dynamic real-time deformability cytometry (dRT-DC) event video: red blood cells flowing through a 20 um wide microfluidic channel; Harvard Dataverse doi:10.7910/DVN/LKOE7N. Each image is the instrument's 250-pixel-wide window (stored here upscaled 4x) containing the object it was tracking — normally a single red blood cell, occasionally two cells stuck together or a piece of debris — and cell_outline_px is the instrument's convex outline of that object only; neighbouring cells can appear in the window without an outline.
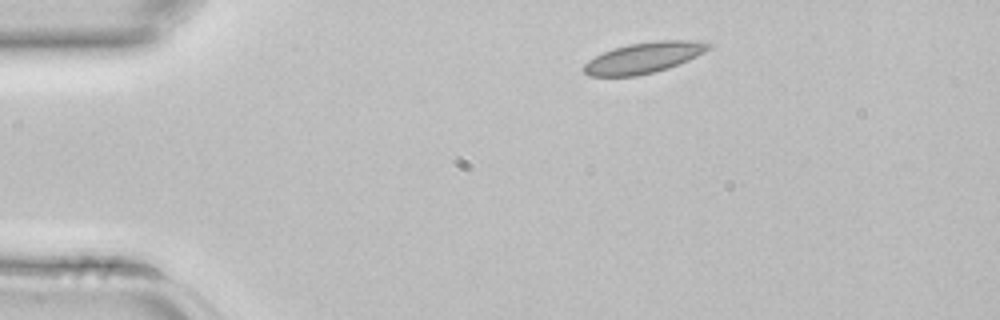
{"species": "common noctule bat (a hibernating species)", "species_latin": "Nyctalus noctula", "temperature_condition": "room temperature", "stored_images_in_passage": 2, "camera_frame_rate_fps": 3000, "um_per_image_px": 0.085, "animal": {"sex": "female", "body_mass_g": 22.7, "forearm_length_mm": 54.2}, "frame": {"image": 1, "passage_image": 1, "time_ms": 0.0, "image_size_px": [1000, 320], "cell_outline_px": [[712, 48], [688, 60], [668, 68], [636, 76], [588, 76], [580, 68], [588, 60], [604, 52], [628, 44], [656, 40], [696, 40], [712, 44]], "centroid_in_image_um": [54.72, 4.9], "position_along_channel_um": 30.3, "area_um2": 22.37}}